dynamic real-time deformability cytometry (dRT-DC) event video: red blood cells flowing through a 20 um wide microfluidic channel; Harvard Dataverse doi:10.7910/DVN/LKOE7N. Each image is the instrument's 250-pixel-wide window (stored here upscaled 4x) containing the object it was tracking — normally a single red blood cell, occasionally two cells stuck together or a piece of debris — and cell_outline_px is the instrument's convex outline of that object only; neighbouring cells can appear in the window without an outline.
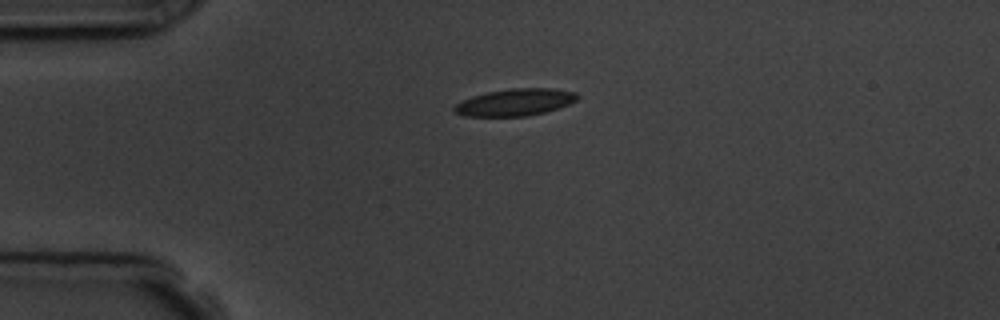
{"species": "common noctule bat (a hibernating species)", "species_latin": "Nyctalus noctula", "temperature_condition": "room temperature", "stored_images_in_passage": 1, "camera_frame_rate_fps": 3000, "um_per_image_px": 0.085, "animal": {"sex": "male", "body_mass_g": 19.5, "forearm_length_mm": 54.6}, "frame": {"image": 1, "passage_image": 1, "time_ms": 0.0, "image_size_px": [1000, 320], "cell_outline_px": [[580, 96], [576, 100], [568, 104], [544, 112], [528, 116], [464, 116], [452, 112], [452, 108], [456, 104], [472, 96], [488, 92], [512, 88], [552, 88], [576, 92]], "centroid_in_image_um": [43.77, 8.69], "position_along_channel_um": 41.2, "area_um2": 19.31}}